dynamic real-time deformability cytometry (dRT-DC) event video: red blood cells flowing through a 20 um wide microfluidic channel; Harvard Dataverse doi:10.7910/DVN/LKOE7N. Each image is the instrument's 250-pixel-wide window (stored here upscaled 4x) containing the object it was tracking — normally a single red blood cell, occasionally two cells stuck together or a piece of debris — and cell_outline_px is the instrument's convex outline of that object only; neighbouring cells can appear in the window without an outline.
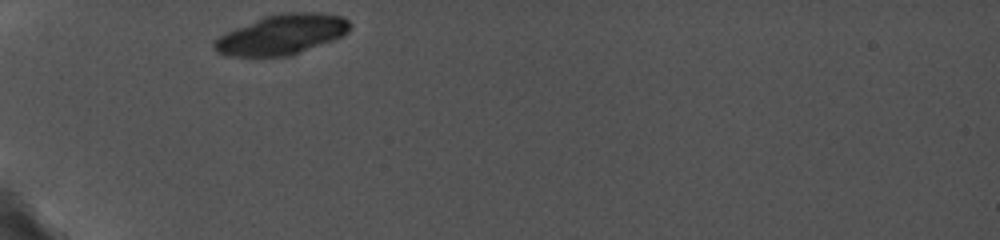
{"species": "common noctule bat (a hibernating species)", "species_latin": "Nyctalus noctula", "temperature_condition": "cold", "stored_images_in_passage": 3, "camera_frame_rate_fps": 5000, "um_per_image_px": 0.085, "animal": {"sex": "female", "body_mass_g": 19.0, "forearm_length_mm": 56.7}, "frame": {"image": 1, "passage_image": 1, "time_ms": 0.0, "image_size_px": [1000, 240], "cell_outline_px": [[352, 24], [348, 32], [344, 36], [300, 52], [288, 56], [228, 56], [216, 52], [212, 48], [212, 44], [220, 36], [236, 28], [264, 16], [280, 12], [320, 12], [344, 16]], "centroid_in_image_um": [24.0, 2.92], "position_along_channel_um": 61.0, "area_um2": 31.73}}